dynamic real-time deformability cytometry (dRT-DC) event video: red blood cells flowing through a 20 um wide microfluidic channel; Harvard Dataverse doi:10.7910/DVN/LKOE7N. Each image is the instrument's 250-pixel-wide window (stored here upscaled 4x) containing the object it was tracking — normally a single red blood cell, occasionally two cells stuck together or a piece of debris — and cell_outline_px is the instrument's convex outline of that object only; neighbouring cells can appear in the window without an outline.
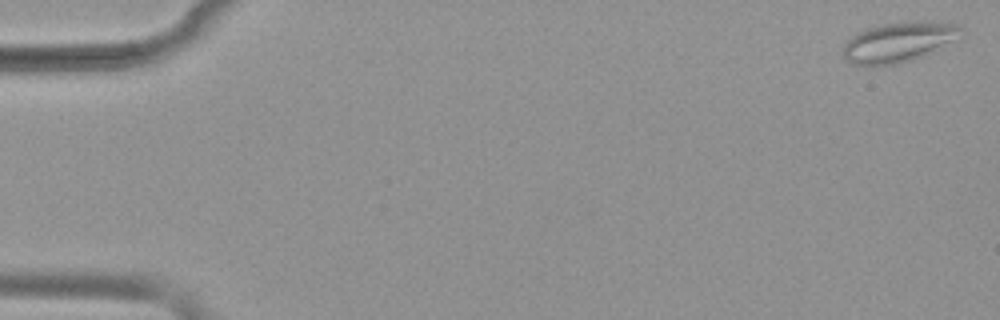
{"species": "common noctule bat (a hibernating species)", "species_latin": "Nyctalus noctula", "temperature_condition": "warm", "stored_images_in_passage": 52, "camera_frame_rate_fps": 3000, "um_per_image_px": 0.085, "animal": {"sex": "female", "body_mass_g": 19.9}, "frame": {"image": 1, "passage_image": 1, "time_ms": 0.0, "image_size_px": [1000, 320], "cell_outline_px": [[964, 28], [952, 40], [924, 56], [892, 64], [856, 64], [844, 60], [844, 44], [856, 32], [880, 24], [912, 20], [924, 20], [960, 24]], "centroid_in_image_um": [76.38, 3.52], "position_along_channel_um": 8.6, "area_um2": 27.11}}
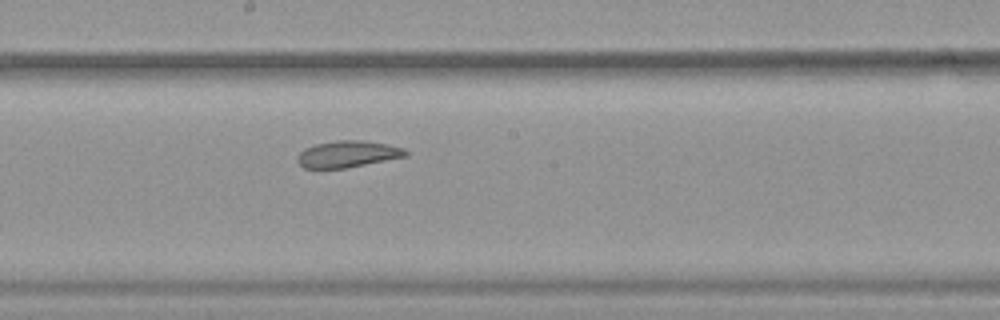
{"frame": {"image": 2, "passage_image": 29, "time_ms": 9.333, "image_size_px": [1000, 320], "cell_outline_px": [[408, 156], [344, 168], [304, 168], [296, 160], [300, 152], [304, 148], [316, 144], [336, 140], [360, 140], [388, 144], [404, 148], [408, 152]], "centroid_in_image_um": [29.56, 13.09], "position_along_channel_um": 218.6, "area_um2": 16.7}}
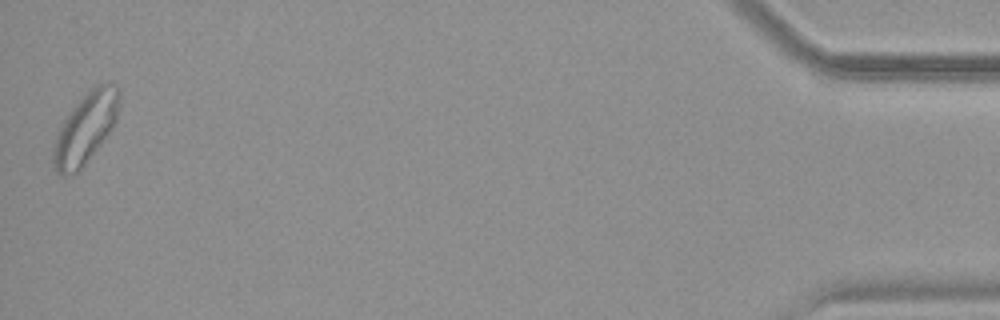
{"frame": {"image": 3, "passage_image": 52, "time_ms": 17.0, "image_size_px": [1000, 320], "cell_outline_px": [[120, 96], [116, 120], [112, 128], [84, 164], [76, 172], [64, 176], [60, 176], [56, 172], [52, 164], [52, 152], [56, 136], [64, 120], [72, 108], [88, 88], [100, 84], [112, 84], [120, 88]], "centroid_in_image_um": [7.25, 10.88], "position_along_channel_um": 427.9, "area_um2": 26.82}, "authors_computed_cell_mechanics": {"area_um2": 22.0507, "velocity_mm_per_s": 3.8737, "shape_relaxation_time_tau1_ms": null, "shape_relaxation_time_tau2_ms": 2.15, "deformation_change_tau1": null, "deformation_change_tau2": 0.0872}}